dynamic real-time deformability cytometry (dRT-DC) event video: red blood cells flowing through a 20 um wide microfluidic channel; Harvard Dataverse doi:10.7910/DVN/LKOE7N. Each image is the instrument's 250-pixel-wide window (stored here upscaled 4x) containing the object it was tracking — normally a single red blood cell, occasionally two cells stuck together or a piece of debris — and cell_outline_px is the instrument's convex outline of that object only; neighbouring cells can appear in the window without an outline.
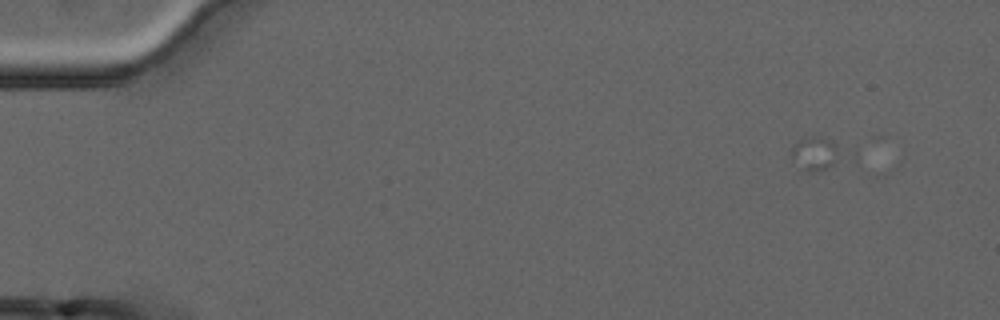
{"species": "common noctule bat (a hibernating species)", "species_latin": "Nyctalus noctula", "temperature_condition": "cold", "stored_images_in_passage": 1, "camera_frame_rate_fps": 3000, "um_per_image_px": 0.085, "animal": {"sex": "male", "forearm_length_mm": 52.5}, "frame": {"image": 1, "passage_image": 1, "time_ms": 0.0, "image_size_px": [1000, 320], "cell_outline_px": [[856, 160], [824, 168], [804, 168], [792, 156], [792, 144], [808, 136], [812, 136], [828, 140], [856, 148]], "centroid_in_image_um": [69.84, 13.0], "position_along_channel_um": 15.2, "area_um2": 11.04}}